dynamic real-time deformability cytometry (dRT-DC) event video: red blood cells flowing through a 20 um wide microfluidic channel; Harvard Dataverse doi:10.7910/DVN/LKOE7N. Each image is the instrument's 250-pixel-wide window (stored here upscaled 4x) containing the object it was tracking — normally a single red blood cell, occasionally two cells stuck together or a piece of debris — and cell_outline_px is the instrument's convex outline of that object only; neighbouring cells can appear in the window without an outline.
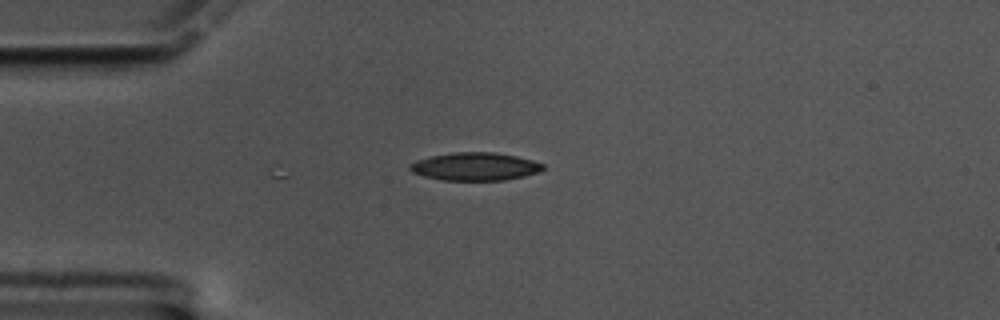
{"species": "common noctule bat (a hibernating species)", "species_latin": "Nyctalus noctula", "temperature_condition": "cold", "stored_images_in_passage": 10, "camera_frame_rate_fps": 3000, "um_per_image_px": 0.085, "animal": {"sex": "male", "body_mass_g": 17.5, "forearm_length_mm": 52.3}, "frame": {"image": 1, "passage_image": 10, "time_ms": 3.0, "image_size_px": [1000, 320], "cell_outline_px": [[544, 168], [540, 172], [524, 176], [504, 180], [440, 180], [424, 176], [412, 172], [408, 168], [408, 164], [416, 160], [432, 156], [456, 152], [492, 152], [516, 156], [532, 160], [544, 164]], "centroid_in_image_um": [40.37, 14.16], "position_along_channel_um": 44.6, "area_um2": 21.68}}